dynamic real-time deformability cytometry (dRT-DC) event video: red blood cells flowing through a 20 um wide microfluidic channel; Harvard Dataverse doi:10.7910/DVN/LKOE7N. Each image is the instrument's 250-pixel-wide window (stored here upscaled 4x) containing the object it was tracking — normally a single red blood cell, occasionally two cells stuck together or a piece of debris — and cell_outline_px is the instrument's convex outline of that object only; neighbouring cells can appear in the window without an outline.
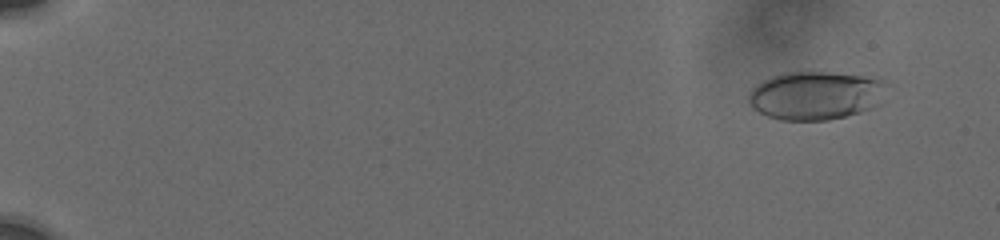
{"species": "human", "species_latin": "Homo sapiens", "temperature_condition": "cold", "stored_images_in_passage": 32, "camera_frame_rate_fps": 3000, "um_per_image_px": 0.085, "donor": {"sex": "male"}, "frame": {"image": 1, "passage_image": 5, "time_ms": 1.0, "image_size_px": [1000, 240], "cell_outline_px": [[884, 80], [880, 104], [872, 108], [860, 112], [828, 120], [784, 120], [768, 116], [760, 112], [748, 100], [748, 96], [752, 88], [756, 84], [772, 76], [784, 72], [824, 72], [864, 76]], "centroid_in_image_um": [69.31, 8.11], "position_along_channel_um": 15.7, "area_um2": 38.44}}
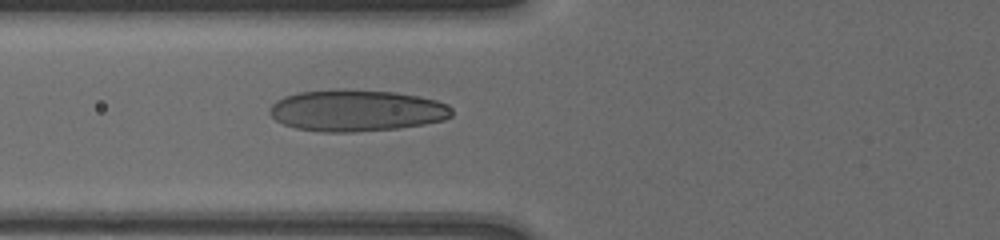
{"frame": {"image": 2, "passage_image": 23, "time_ms": 7.667, "image_size_px": [1000, 240], "cell_outline_px": [[452, 116], [444, 120], [424, 124], [396, 128], [352, 132], [320, 132], [296, 128], [284, 124], [276, 120], [268, 112], [268, 108], [276, 100], [284, 96], [300, 92], [340, 88], [344, 88], [396, 92], [420, 96], [436, 100], [448, 104], [452, 108]], "centroid_in_image_um": [30.3, 9.38], "position_along_channel_um": 95.5, "area_um2": 44.56}}
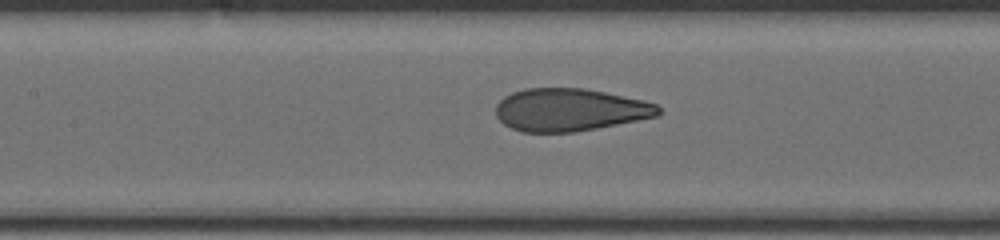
{"frame": {"image": 3, "passage_image": 29, "time_ms": 9.333, "image_size_px": [1000, 240], "cell_outline_px": [[660, 112], [656, 116], [576, 132], [524, 132], [512, 128], [504, 124], [496, 116], [496, 104], [504, 96], [512, 92], [524, 88], [584, 88], [644, 100], [656, 104], [660, 108]], "centroid_in_image_um": [48.39, 9.32], "position_along_channel_um": 159.0, "area_um2": 40.23}}